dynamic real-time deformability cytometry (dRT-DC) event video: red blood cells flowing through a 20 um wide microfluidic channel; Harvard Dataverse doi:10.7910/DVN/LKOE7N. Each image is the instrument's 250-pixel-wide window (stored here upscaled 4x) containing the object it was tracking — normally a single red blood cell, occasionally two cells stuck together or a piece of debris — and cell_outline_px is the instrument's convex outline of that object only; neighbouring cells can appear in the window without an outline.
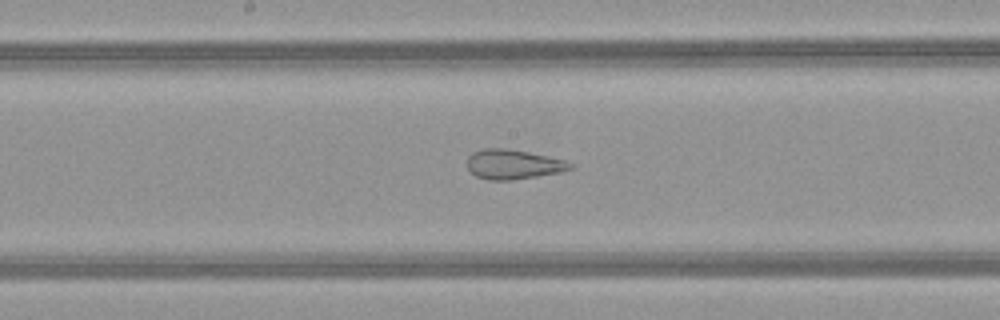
{"species": "common noctule bat (a hibernating species)", "species_latin": "Nyctalus noctula", "temperature_condition": "warm", "stored_images_in_passage": 52, "camera_frame_rate_fps": 3000, "um_per_image_px": 0.085, "animal": {"sex": "female", "body_mass_g": 21.9}, "frame": {"image": 1, "passage_image": 27, "time_ms": 8.667, "image_size_px": [1000, 320], "cell_outline_px": [[576, 168], [560, 172], [512, 180], [488, 180], [476, 176], [468, 168], [468, 156], [472, 152], [484, 148], [504, 148], [528, 152], [548, 156], [564, 160], [572, 164]], "centroid_in_image_um": [43.63, 13.97], "position_along_channel_um": 204.6, "area_um2": 17.74}}
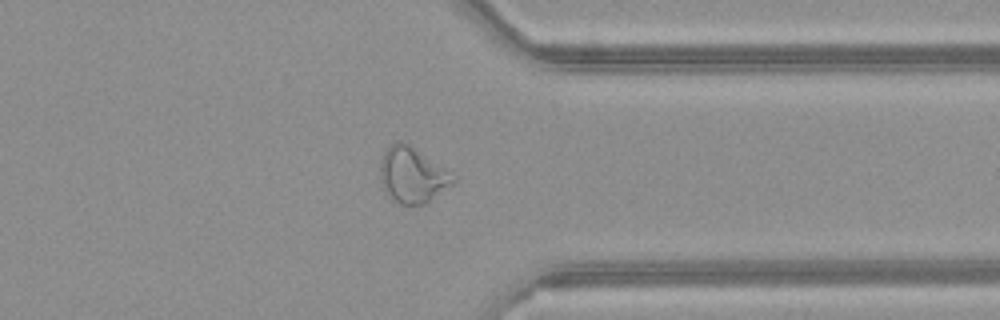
{"frame": {"image": 2, "passage_image": 40, "time_ms": 13.0, "image_size_px": [1000, 320], "cell_outline_px": [[456, 184], [424, 204], [400, 204], [392, 200], [388, 196], [380, 180], [380, 160], [384, 152], [396, 140], [400, 140], [408, 144], [456, 176]], "centroid_in_image_um": [35.06, 14.9], "position_along_channel_um": 376.3, "area_um2": 23.58}}
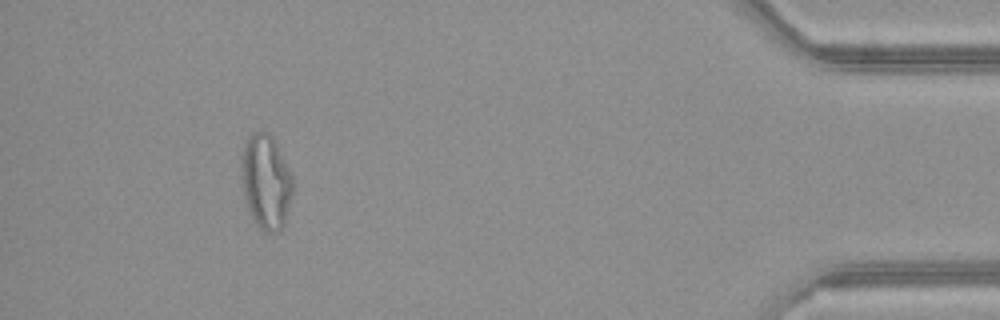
{"frame": {"image": 3, "passage_image": 47, "time_ms": 15.333, "image_size_px": [1000, 320], "cell_outline_px": [[292, 192], [284, 224], [276, 232], [264, 232], [256, 224], [248, 212], [244, 200], [240, 176], [240, 156], [244, 144], [248, 136], [252, 132], [268, 132], [276, 140], [292, 176]], "centroid_in_image_um": [22.55, 15.41], "position_along_channel_um": 412.6, "area_um2": 28.84}}